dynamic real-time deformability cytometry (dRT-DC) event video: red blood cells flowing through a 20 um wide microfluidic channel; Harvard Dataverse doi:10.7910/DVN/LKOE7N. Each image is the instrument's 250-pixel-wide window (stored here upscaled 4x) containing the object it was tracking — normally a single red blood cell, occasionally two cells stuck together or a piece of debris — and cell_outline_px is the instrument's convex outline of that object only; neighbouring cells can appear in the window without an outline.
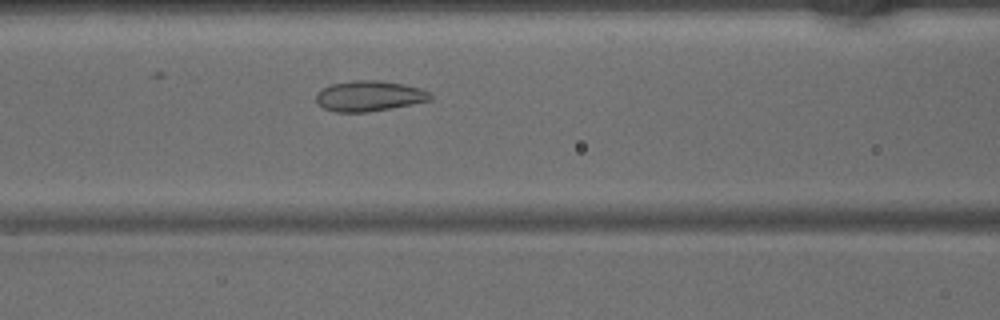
{"species": "common noctule bat (a hibernating species)", "species_latin": "Nyctalus noctula", "temperature_condition": "warm", "stored_images_in_passage": 34, "camera_frame_rate_fps": 3000, "um_per_image_px": 0.085, "animal": {"sex": "male", "body_mass_g": 15.6}, "frame": {"image": 1, "passage_image": 11, "time_ms": 3.333, "image_size_px": [1000, 320], "cell_outline_px": [[432, 100], [412, 104], [368, 112], [336, 112], [324, 108], [316, 100], [316, 96], [324, 88], [332, 84], [352, 80], [380, 80], [404, 84], [420, 88], [428, 92], [432, 96]], "centroid_in_image_um": [31.41, 8.15], "position_along_channel_um": 135.2, "area_um2": 20.11}}
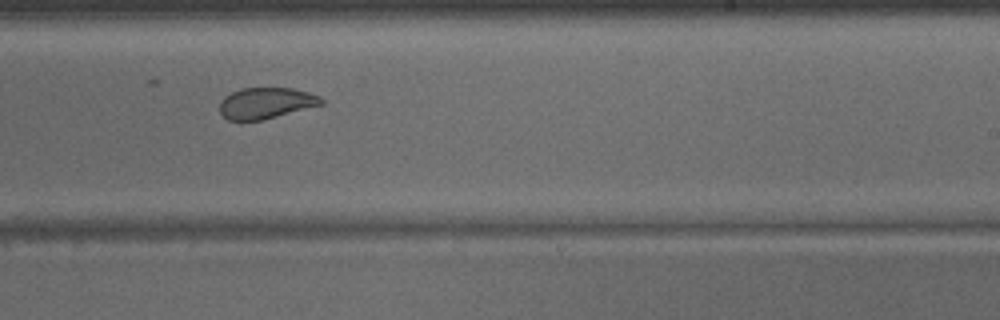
{"frame": {"image": 2, "passage_image": 20, "time_ms": 6.333, "image_size_px": [1000, 320], "cell_outline_px": [[324, 104], [260, 120], [228, 120], [220, 112], [220, 100], [224, 96], [240, 88], [292, 88], [308, 92], [320, 96], [324, 100]], "centroid_in_image_um": [22.6, 8.75], "position_along_channel_um": 266.4, "area_um2": 18.32}}
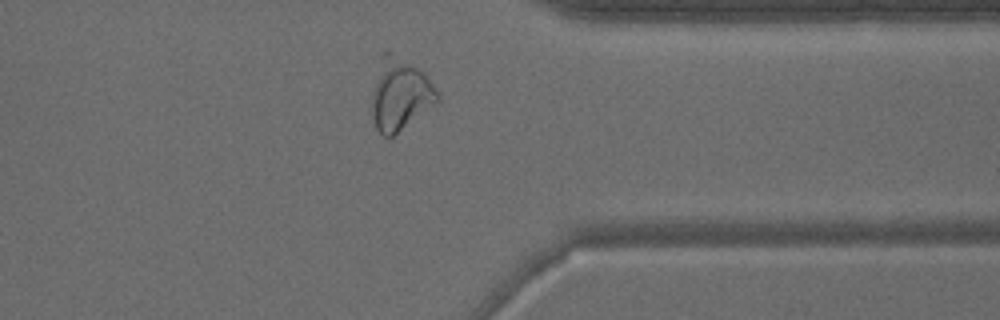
{"frame": {"image": 3, "passage_image": 28, "time_ms": 9.0, "image_size_px": [1000, 320], "cell_outline_px": [[440, 100], [436, 104], [392, 136], [384, 136], [376, 128], [372, 120], [372, 96], [380, 52], [388, 48], [416, 68], [432, 84], [440, 96]], "centroid_in_image_um": [33.96, 7.99], "position_along_channel_um": 377.4, "area_um2": 27.28}}